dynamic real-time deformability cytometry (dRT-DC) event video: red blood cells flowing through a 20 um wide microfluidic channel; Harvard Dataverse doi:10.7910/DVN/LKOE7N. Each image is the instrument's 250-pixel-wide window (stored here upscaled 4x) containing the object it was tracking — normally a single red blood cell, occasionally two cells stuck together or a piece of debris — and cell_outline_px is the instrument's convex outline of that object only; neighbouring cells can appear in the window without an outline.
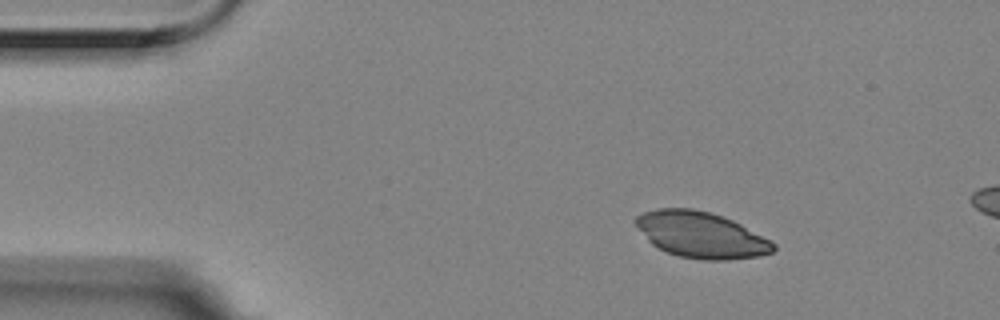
{"species": "Egyptian fruit bat (a non-hibernating species)", "species_latin": "Rousettus aegyptiacus", "temperature_condition": "room temperature", "stored_images_in_passage": 5, "camera_frame_rate_fps": 3000, "um_per_image_px": 0.085, "animal": {"sex": "female"}, "frame": {"image": 1, "passage_image": 2, "time_ms": 0.333, "image_size_px": [1000, 320], "cell_outline_px": [[776, 248], [772, 252], [760, 256], [728, 260], [704, 260], [680, 256], [668, 252], [652, 244], [648, 240], [632, 220], [636, 216], [644, 212], [656, 208], [692, 208], [712, 212], [732, 220], [740, 224], [776, 244]], "centroid_in_image_um": [59.58, 19.95], "position_along_channel_um": 25.4, "area_um2": 36.76}}